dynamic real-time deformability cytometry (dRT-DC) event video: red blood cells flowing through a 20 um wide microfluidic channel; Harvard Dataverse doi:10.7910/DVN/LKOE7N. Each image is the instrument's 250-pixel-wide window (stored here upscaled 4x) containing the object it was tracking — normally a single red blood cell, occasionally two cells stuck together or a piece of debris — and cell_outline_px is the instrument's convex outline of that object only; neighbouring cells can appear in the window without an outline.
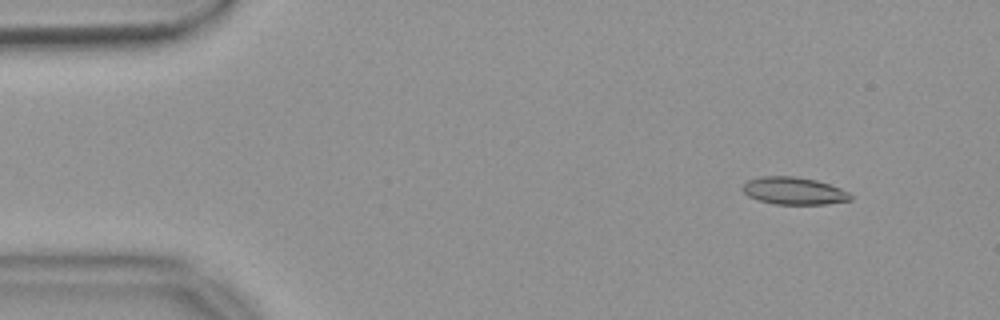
{"species": "common noctule bat (a hibernating species)", "species_latin": "Nyctalus noctula", "temperature_condition": "warm", "stored_images_in_passage": 54, "camera_frame_rate_fps": 3000, "um_per_image_px": 0.085, "animal": {"sex": "female", "body_mass_g": 18.4}, "frame": {"image": 1, "passage_image": 5, "time_ms": 1.333, "image_size_px": [1000, 320], "cell_outline_px": [[852, 200], [824, 204], [776, 204], [756, 200], [748, 196], [740, 188], [748, 180], [760, 176], [796, 176], [816, 180], [840, 188], [848, 192], [852, 196]], "centroid_in_image_um": [67.45, 16.22], "position_along_channel_um": 17.6, "area_um2": 17.28}}
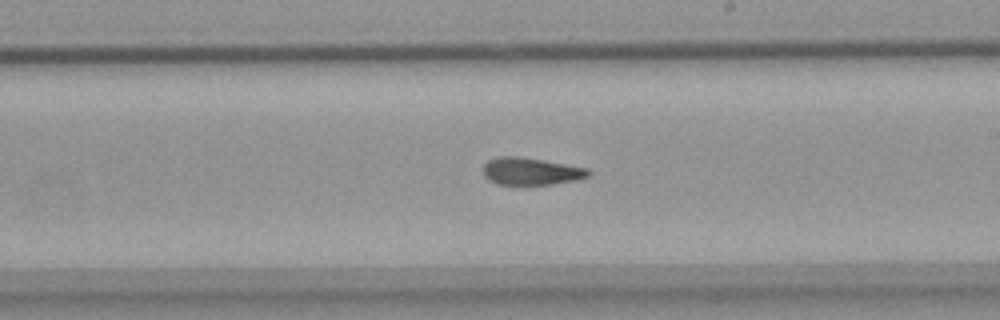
{"frame": {"image": 2, "passage_image": 31, "time_ms": 10.0, "image_size_px": [1000, 320], "cell_outline_px": [[592, 172], [588, 176], [576, 180], [552, 184], [496, 184], [488, 180], [484, 176], [484, 164], [488, 160], [500, 156], [516, 156], [588, 168]], "centroid_in_image_um": [45.12, 14.56], "position_along_channel_um": 243.9, "area_um2": 16.53}}
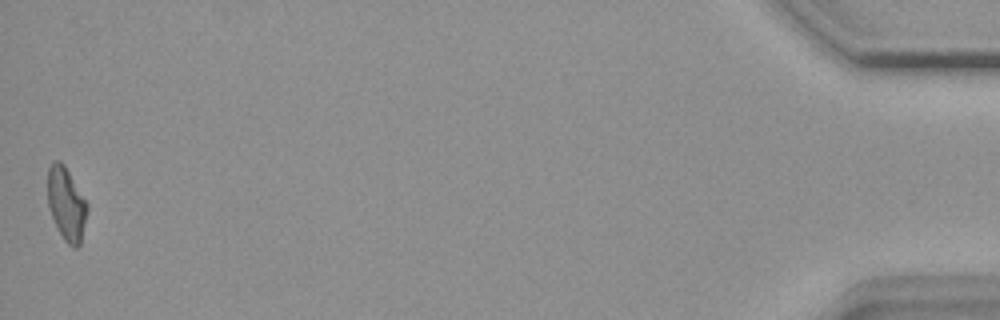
{"frame": {"image": 3, "passage_image": 54, "time_ms": 17.667, "image_size_px": [1000, 320], "cell_outline_px": [[88, 208], [80, 244], [76, 248], [72, 248], [64, 240], [48, 208], [48, 168], [56, 160], [60, 160], [64, 164], [88, 204]], "centroid_in_image_um": [5.64, 17.33], "position_along_channel_um": 429.6, "area_um2": 16.65}, "authors_computed_cell_mechanics": {"area_um2": 17.2822, "velocity_mm_per_s": 3.6891, "shape_relaxation_time_tau1_ms": null, "shape_relaxation_time_tau2_ms": 4.3619, "deformation_change_tau1": null, "deformation_change_tau2": 0.1127}}